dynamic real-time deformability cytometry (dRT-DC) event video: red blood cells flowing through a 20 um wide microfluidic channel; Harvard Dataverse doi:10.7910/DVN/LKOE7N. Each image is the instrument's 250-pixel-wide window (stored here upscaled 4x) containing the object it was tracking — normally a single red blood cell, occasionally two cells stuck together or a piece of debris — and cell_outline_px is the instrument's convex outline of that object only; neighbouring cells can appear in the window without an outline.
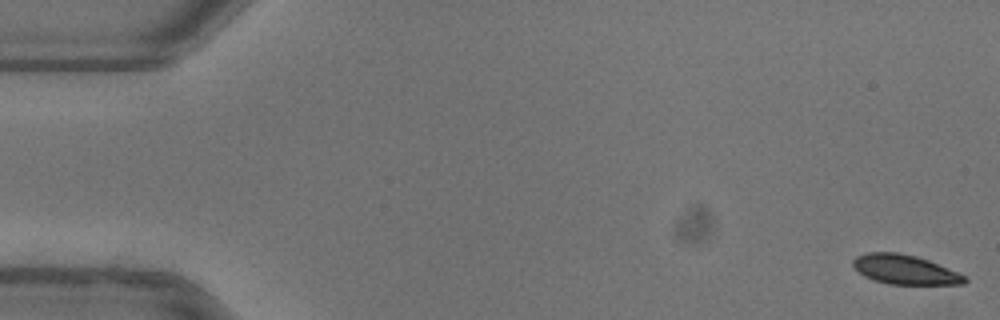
{"species": "common noctule bat (a hibernating species)", "species_latin": "Nyctalus noctula", "temperature_condition": "warm", "stored_images_in_passage": 53, "camera_frame_rate_fps": 3000, "um_per_image_px": 0.085, "animal": {"sex": "female"}, "frame": {"image": 1, "passage_image": 1, "time_ms": 0.0, "image_size_px": [1000, 320], "cell_outline_px": [[968, 280], [964, 284], [888, 284], [864, 276], [852, 264], [852, 260], [856, 256], [868, 252], [896, 252], [916, 256], [928, 260], [956, 272], [964, 276]], "centroid_in_image_um": [76.89, 22.91], "position_along_channel_um": 8.1, "area_um2": 18.84}}
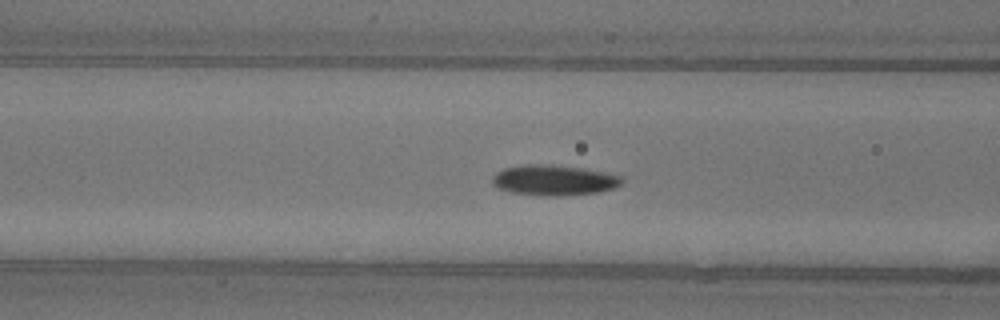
{"frame": {"image": 2, "passage_image": 21, "time_ms": 6.667, "image_size_px": [1000, 320], "cell_outline_px": [[624, 180], [620, 184], [612, 188], [596, 192], [560, 196], [548, 196], [512, 192], [496, 188], [492, 184], [492, 176], [496, 172], [504, 168], [524, 164], [544, 164], [580, 168], [620, 176]], "centroid_in_image_um": [47.0, 15.31], "position_along_channel_um": 119.6, "area_um2": 22.66}}
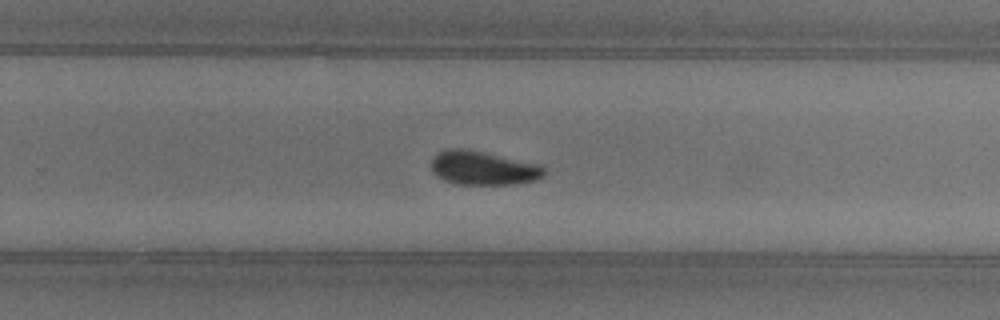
{"frame": {"image": 3, "passage_image": 34, "time_ms": 11.0, "image_size_px": [1000, 320], "cell_outline_px": [[544, 176], [536, 180], [516, 184], [456, 184], [444, 180], [436, 176], [432, 172], [432, 160], [440, 152], [448, 148], [464, 148], [544, 164]], "centroid_in_image_um": [41.11, 14.28], "position_along_channel_um": 288.7, "area_um2": 22.48}, "authors_computed_cell_mechanics": {"area_um2": 21.1548, "velocity_mm_per_s": 3.9151, "shape_relaxation_time_tau1_ms": 2.9875, "shape_relaxation_time_tau2_ms": 2.6503, "deformation_change_tau1": 0.1386, "deformation_change_tau2": 0.0709}}